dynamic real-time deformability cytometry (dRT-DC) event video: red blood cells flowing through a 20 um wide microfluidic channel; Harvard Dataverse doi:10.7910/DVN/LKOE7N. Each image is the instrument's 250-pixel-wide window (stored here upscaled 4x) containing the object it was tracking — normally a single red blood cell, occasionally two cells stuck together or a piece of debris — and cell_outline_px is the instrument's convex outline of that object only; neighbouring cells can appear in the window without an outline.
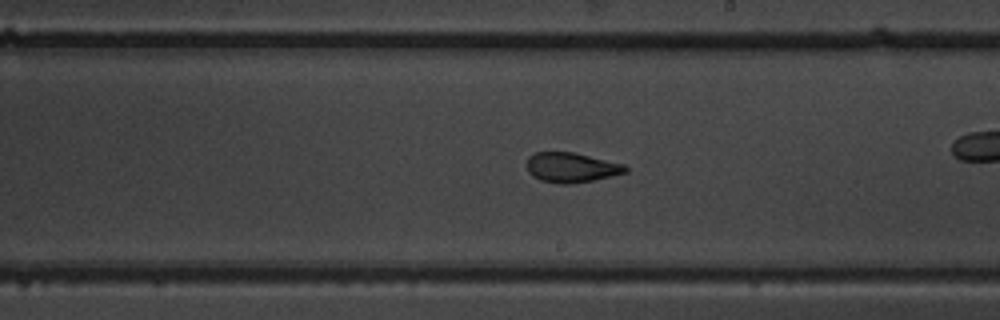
{"species": "common noctule bat (a hibernating species)", "species_latin": "Nyctalus noctula", "temperature_condition": "warm", "stored_images_in_passage": 45, "camera_frame_rate_fps": 3000, "um_per_image_px": 0.085, "animal": {"sex": "male", "body_mass_g": 19.5, "forearm_length_mm": 54.6}, "frame": {"image": 1, "passage_image": 32, "time_ms": 10.333, "image_size_px": [1000, 320], "cell_outline_px": [[628, 172], [612, 176], [572, 184], [560, 184], [540, 180], [532, 176], [528, 172], [528, 156], [536, 152], [572, 152], [624, 164], [628, 168]], "centroid_in_image_um": [48.56, 14.24], "position_along_channel_um": 240.4, "area_um2": 17.11}}
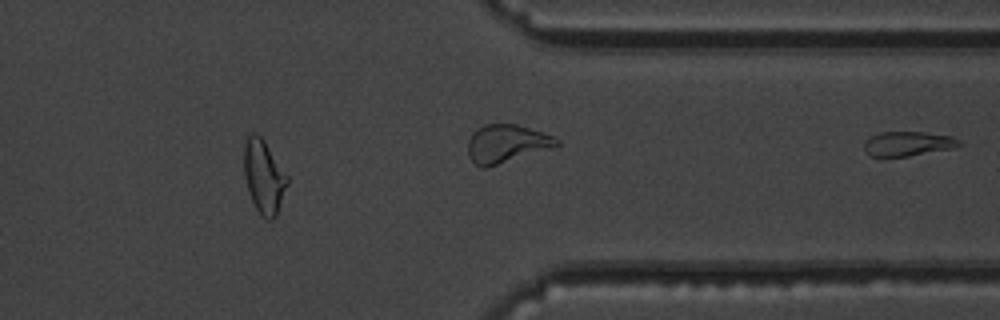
{"frame": {"image": 2, "passage_image": 45, "time_ms": 14.667, "image_size_px": [1000, 320], "cell_outline_px": [[964, 144], [952, 148], [908, 156], [884, 160], [880, 160], [868, 156], [864, 152], [864, 144], [872, 136], [880, 132], [924, 132], [952, 136], [960, 140]], "centroid_in_image_um": [77.11, 12.27], "position_along_channel_um": 334.3, "area_um2": 14.16}}